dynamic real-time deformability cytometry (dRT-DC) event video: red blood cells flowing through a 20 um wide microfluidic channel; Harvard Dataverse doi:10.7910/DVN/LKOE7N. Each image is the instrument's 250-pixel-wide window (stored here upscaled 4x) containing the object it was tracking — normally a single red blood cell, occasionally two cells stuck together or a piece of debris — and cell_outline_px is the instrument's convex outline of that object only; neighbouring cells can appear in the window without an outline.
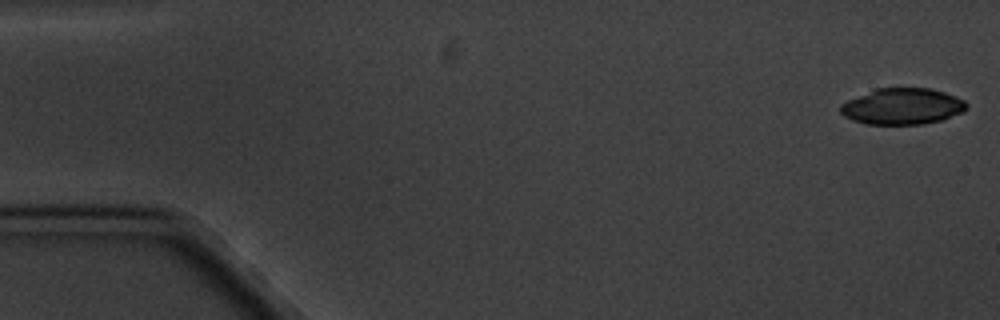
{"species": "common noctule bat (a hibernating species)", "species_latin": "Nyctalus noctula", "temperature_condition": "cold", "stored_images_in_passage": 6, "camera_frame_rate_fps": 3000, "um_per_image_px": 0.085, "animal": {"sex": "male", "body_mass_g": 20.1, "forearm_length_mm": 53.5}, "frame": {"image": 1, "passage_image": 1, "time_ms": 0.0, "image_size_px": [1000, 320], "cell_outline_px": [[968, 104], [964, 112], [940, 120], [920, 124], [868, 124], [852, 120], [844, 116], [840, 112], [840, 104], [848, 100], [876, 88], [928, 88], [944, 92], [956, 96], [964, 100]], "centroid_in_image_um": [76.7, 9.04], "position_along_channel_um": 8.3, "area_um2": 26.53}}